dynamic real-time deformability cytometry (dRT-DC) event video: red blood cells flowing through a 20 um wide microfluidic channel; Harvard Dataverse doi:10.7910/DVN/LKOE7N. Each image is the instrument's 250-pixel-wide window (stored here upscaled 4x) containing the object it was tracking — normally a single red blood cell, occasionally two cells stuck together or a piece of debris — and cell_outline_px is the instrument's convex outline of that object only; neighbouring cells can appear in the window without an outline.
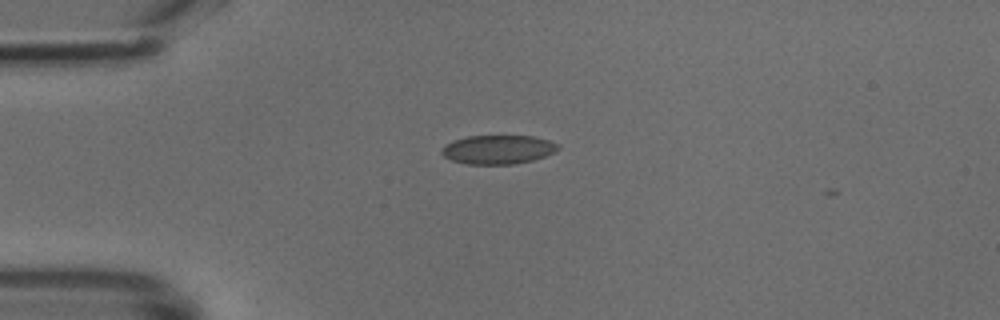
{"species": "common noctule bat (a hibernating species)", "species_latin": "Nyctalus noctula", "temperature_condition": "cold", "stored_images_in_passage": 4, "camera_frame_rate_fps": 3000, "um_per_image_px": 0.085, "animal": {"sex": "male", "body_mass_g": 18.8}, "frame": {"image": 1, "passage_image": 1, "time_ms": 0.0, "image_size_px": [1000, 320], "cell_outline_px": [[560, 148], [556, 152], [532, 160], [512, 164], [468, 164], [452, 160], [444, 156], [440, 152], [444, 144], [452, 140], [468, 136], [532, 136], [548, 140], [560, 144]], "centroid_in_image_um": [42.33, 12.7], "position_along_channel_um": 42.7, "area_um2": 19.65}}